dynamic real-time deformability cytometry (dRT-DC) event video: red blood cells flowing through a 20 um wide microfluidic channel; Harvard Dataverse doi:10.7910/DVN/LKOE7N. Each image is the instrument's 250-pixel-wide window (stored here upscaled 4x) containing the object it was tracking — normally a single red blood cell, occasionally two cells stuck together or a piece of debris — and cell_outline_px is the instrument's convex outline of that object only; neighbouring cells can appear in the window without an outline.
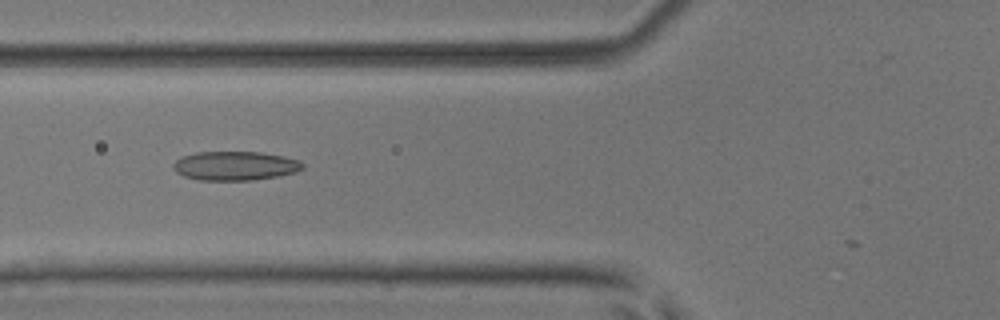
{"species": "common noctule bat (a hibernating species)", "species_latin": "Nyctalus noctula", "temperature_condition": "room temperature", "stored_images_in_passage": 46, "camera_frame_rate_fps": 3000, "um_per_image_px": 0.085, "animal": {"sex": "male", "body_mass_g": 17.9, "forearm_length_mm": 54.2}, "frame": {"image": 1, "passage_image": 20, "time_ms": 6.333, "image_size_px": [1000, 320], "cell_outline_px": [[304, 168], [296, 172], [280, 176], [252, 180], [200, 180], [184, 176], [176, 172], [172, 168], [172, 164], [180, 156], [196, 152], [260, 152], [284, 156], [300, 160], [304, 164]], "centroid_in_image_um": [19.99, 14.09], "position_along_channel_um": 105.8, "area_um2": 22.14}}
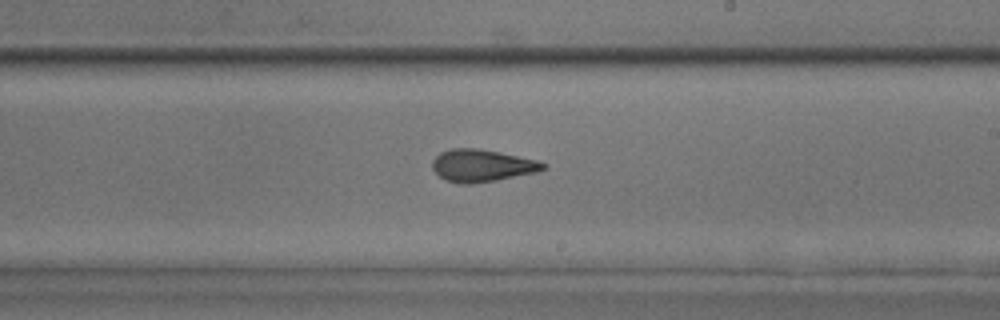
{"frame": {"image": 2, "passage_image": 31, "time_ms": 10.0, "image_size_px": [1000, 320], "cell_outline_px": [[548, 164], [540, 172], [496, 180], [472, 184], [460, 184], [444, 180], [432, 168], [432, 160], [440, 152], [452, 148], [480, 148], [540, 160]], "centroid_in_image_um": [41.0, 14.07], "position_along_channel_um": 248.0, "area_um2": 21.21}}
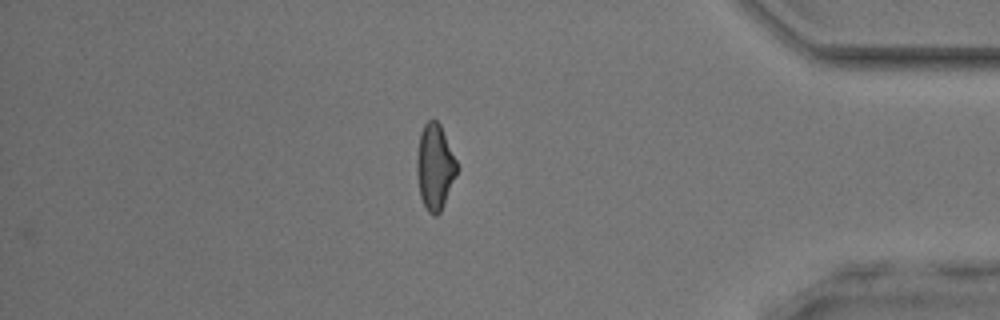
{"frame": {"image": 3, "passage_image": 45, "time_ms": 14.667, "image_size_px": [1000, 320], "cell_outline_px": [[460, 168], [444, 204], [440, 212], [436, 216], [432, 216], [428, 212], [420, 196], [416, 172], [416, 156], [420, 132], [424, 124], [428, 120], [436, 120], [440, 124]], "centroid_in_image_um": [36.97, 14.19], "position_along_channel_um": 398.2, "area_um2": 20.29}}